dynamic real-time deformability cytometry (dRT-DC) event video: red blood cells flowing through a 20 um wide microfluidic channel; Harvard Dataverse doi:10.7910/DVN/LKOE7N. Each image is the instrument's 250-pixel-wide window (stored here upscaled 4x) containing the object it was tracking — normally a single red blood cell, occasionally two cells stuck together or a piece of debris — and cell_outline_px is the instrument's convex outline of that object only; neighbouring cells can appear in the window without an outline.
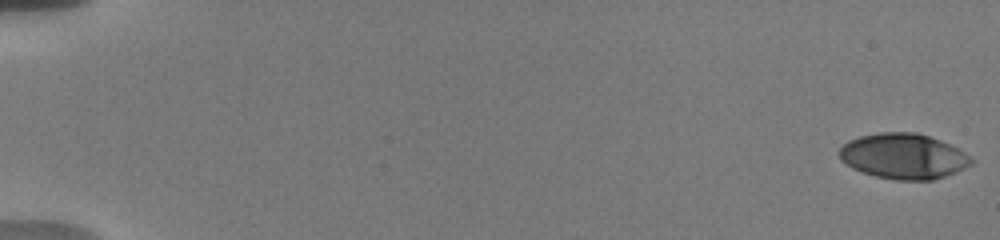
{"species": "human", "species_latin": "Homo sapiens", "temperature_condition": "warm", "stored_images_in_passage": 56, "camera_frame_rate_fps": 3000, "um_per_image_px": 0.085, "donor": {"sex": "male"}, "frame": {"image": 1, "passage_image": 1, "time_ms": 0.0, "image_size_px": [1000, 240], "cell_outline_px": [[976, 160], [972, 164], [956, 172], [932, 180], [896, 180], [876, 176], [852, 168], [840, 160], [840, 148], [848, 140], [860, 136], [880, 132], [916, 132], [940, 140], [972, 156]], "centroid_in_image_um": [76.81, 13.28], "position_along_channel_um": 8.2, "area_um2": 34.85}}
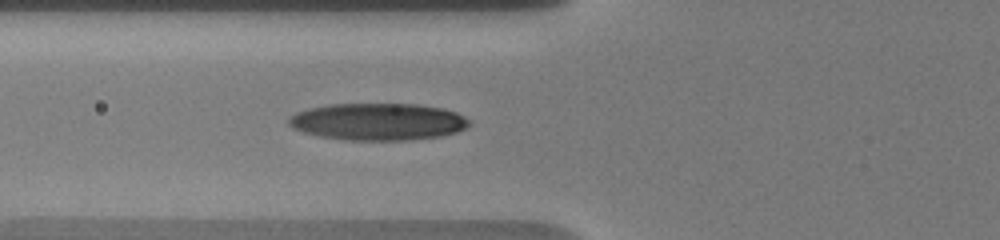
{"frame": {"image": 2, "passage_image": 23, "time_ms": 7.333, "image_size_px": [1000, 240], "cell_outline_px": [[472, 124], [468, 128], [456, 132], [440, 136], [408, 140], [344, 140], [320, 136], [304, 132], [292, 128], [288, 124], [288, 116], [296, 112], [308, 108], [328, 104], [416, 104], [440, 108], [456, 112], [464, 116]], "centroid_in_image_um": [32.11, 10.34], "position_along_channel_um": 93.7, "area_um2": 39.19}}
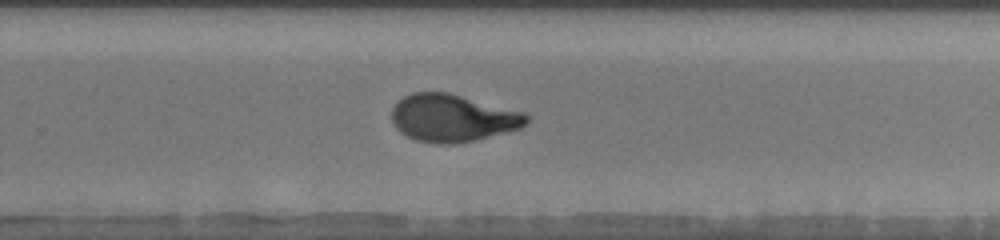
{"frame": {"image": 3, "passage_image": 39, "time_ms": 12.667, "image_size_px": [1000, 240], "cell_outline_px": [[528, 124], [520, 128], [472, 140], [452, 144], [436, 144], [416, 140], [400, 132], [396, 128], [392, 120], [392, 108], [404, 96], [412, 92], [448, 92], [524, 112], [528, 116]], "centroid_in_image_um": [38.46, 10.02], "position_along_channel_um": 291.3, "area_um2": 36.99}, "authors_computed_cell_mechanics": {"area_um2": 36.4718, "velocity_mm_per_s": 3.7114, "shape_relaxation_time_tau1_ms": 5.9676, "shape_relaxation_time_tau2_ms": 1.142, "deformation_change_tau1": 0.2365, "deformation_change_tau2": 0.075}}